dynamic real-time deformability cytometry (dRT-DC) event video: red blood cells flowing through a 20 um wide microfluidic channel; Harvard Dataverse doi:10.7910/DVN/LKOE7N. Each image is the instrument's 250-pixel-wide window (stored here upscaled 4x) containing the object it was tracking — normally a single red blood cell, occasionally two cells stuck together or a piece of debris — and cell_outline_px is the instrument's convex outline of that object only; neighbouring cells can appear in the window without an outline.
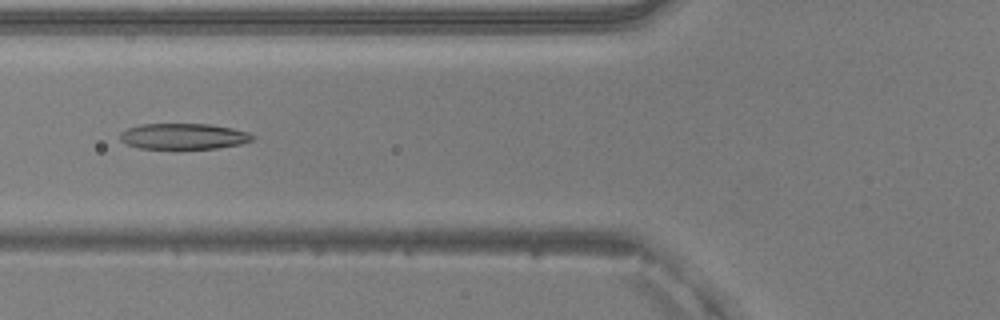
{"species": "common noctule bat (a hibernating species)", "species_latin": "Nyctalus noctula", "temperature_condition": "warm", "stored_images_in_passage": 38, "camera_frame_rate_fps": 3000, "um_per_image_px": 0.085, "animal": {"sex": "male", "body_mass_g": 20.5, "forearm_length_mm": 52.5}, "frame": {"image": 1, "passage_image": 7, "time_ms": 2.0, "image_size_px": [1000, 320], "cell_outline_px": [[256, 136], [252, 140], [240, 144], [216, 148], [140, 148], [128, 144], [120, 140], [120, 132], [128, 128], [140, 124], [208, 124], [232, 128], [248, 132]], "centroid_in_image_um": [15.61, 11.58], "position_along_channel_um": 110.2, "area_um2": 19.77}}
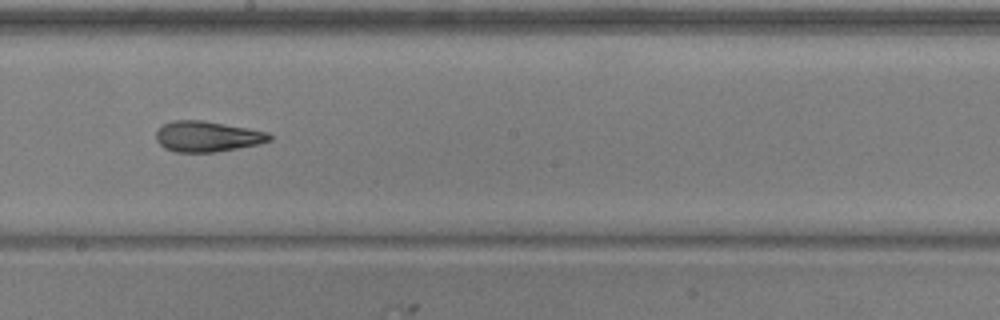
{"frame": {"image": 2, "passage_image": 16, "time_ms": 5.0, "image_size_px": [1000, 320], "cell_outline_px": [[272, 140], [260, 144], [216, 152], [176, 152], [164, 148], [156, 140], [156, 132], [160, 124], [172, 120], [204, 120], [248, 128], [268, 132], [272, 136]], "centroid_in_image_um": [17.6, 11.59], "position_along_channel_um": 230.6, "area_um2": 20.52}}
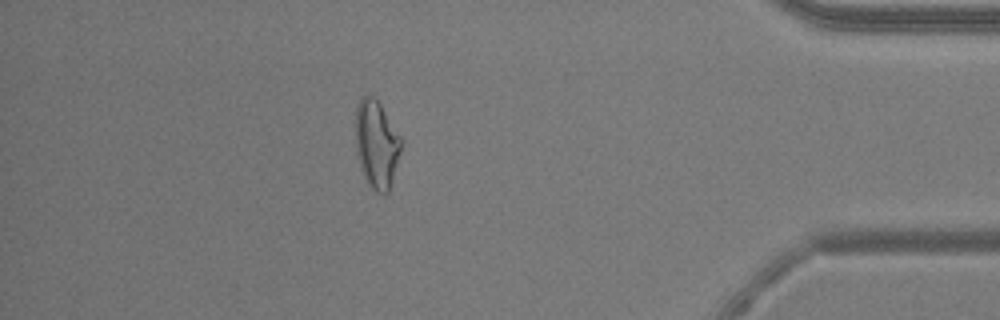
{"frame": {"image": 3, "passage_image": 32, "time_ms": 10.333, "image_size_px": [1000, 320], "cell_outline_px": [[404, 140], [388, 192], [384, 196], [376, 192], [368, 184], [360, 168], [356, 152], [356, 104], [360, 96], [368, 92], [380, 104]], "centroid_in_image_um": [32.0, 12.23], "position_along_channel_um": 403.2, "area_um2": 23.7}, "authors_computed_cell_mechanics": {"area_um2": 20.9236, "velocity_mm_per_s": 4.0057, "shape_relaxation_time_tau1_ms": 4.6168, "shape_relaxation_time_tau2_ms": 2.9298, "deformation_change_tau1": 0.1877, "deformation_change_tau2": 0.1308}}